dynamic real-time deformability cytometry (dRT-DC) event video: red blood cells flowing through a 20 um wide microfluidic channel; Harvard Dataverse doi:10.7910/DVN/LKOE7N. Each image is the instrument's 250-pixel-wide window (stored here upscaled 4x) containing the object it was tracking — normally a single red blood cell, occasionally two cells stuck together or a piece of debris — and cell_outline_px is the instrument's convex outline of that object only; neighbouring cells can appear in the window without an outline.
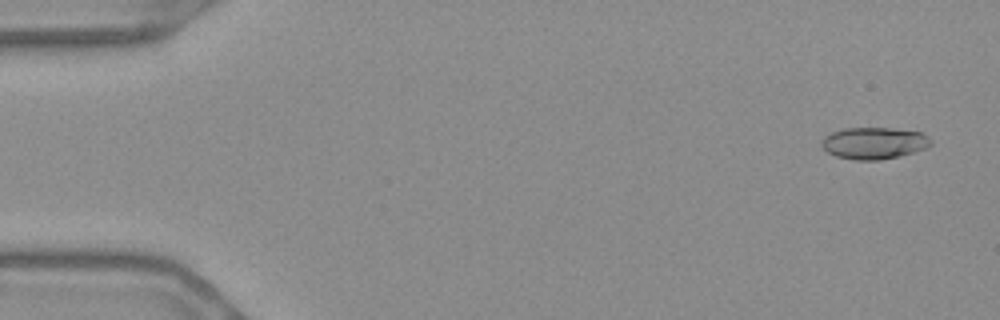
{"species": "Egyptian fruit bat (a non-hibernating species)", "species_latin": "Rousettus aegyptiacus", "temperature_condition": "warm", "stored_images_in_passage": 56, "camera_frame_rate_fps": 3000, "um_per_image_px": 0.085, "frame": {"image": 1, "passage_image": 3, "time_ms": 0.667, "image_size_px": [1000, 320], "cell_outline_px": [[932, 144], [924, 148], [900, 156], [880, 160], [856, 160], [836, 156], [828, 152], [820, 144], [824, 136], [832, 132], [844, 128], [892, 128], [920, 132], [932, 140]], "centroid_in_image_um": [74.27, 12.16], "position_along_channel_um": 10.7, "area_um2": 20.11}}
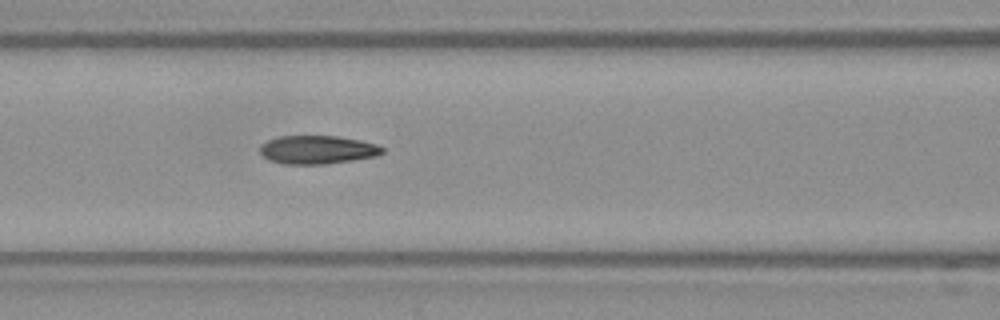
{"frame": {"image": 2, "passage_image": 24, "time_ms": 7.667, "image_size_px": [1000, 320], "cell_outline_px": [[384, 152], [376, 156], [352, 160], [324, 164], [284, 164], [268, 160], [260, 152], [260, 144], [268, 140], [280, 136], [340, 136], [360, 140], [376, 144], [384, 148]], "centroid_in_image_um": [26.97, 12.72], "position_along_channel_um": 139.6, "area_um2": 20.29}}
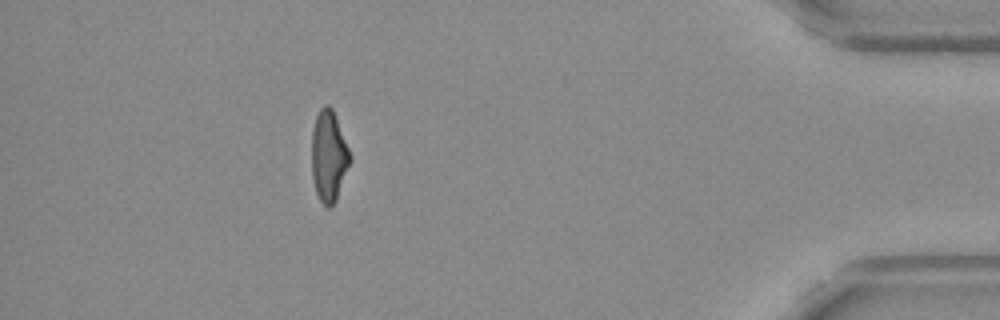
{"frame": {"image": 3, "passage_image": 50, "time_ms": 16.333, "image_size_px": [1000, 320], "cell_outline_px": [[352, 160], [336, 200], [328, 208], [320, 200], [316, 192], [312, 176], [312, 128], [316, 116], [320, 108], [324, 104], [328, 104], [332, 108], [352, 156]], "centroid_in_image_um": [27.95, 13.25], "position_along_channel_um": 407.2, "area_um2": 20.4}, "authors_computed_cell_mechanics": {"area_um2": 20.4034, "velocity_mm_per_s": 3.6922, "shape_relaxation_time_tau1_ms": null, "shape_relaxation_time_tau2_ms": 2.559, "deformation_change_tau1": null, "deformation_change_tau2": 0.0985}}